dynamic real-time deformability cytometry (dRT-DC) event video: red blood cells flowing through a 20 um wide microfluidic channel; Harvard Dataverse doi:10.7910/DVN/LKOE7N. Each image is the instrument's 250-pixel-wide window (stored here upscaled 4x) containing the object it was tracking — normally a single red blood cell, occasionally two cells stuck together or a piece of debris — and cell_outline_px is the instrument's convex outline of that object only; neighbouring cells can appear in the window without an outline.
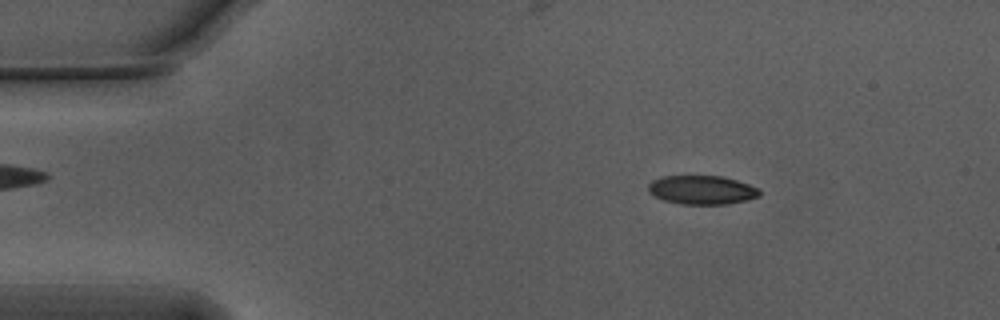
{"species": "Egyptian fruit bat (a non-hibernating species)", "species_latin": "Rousettus aegyptiacus", "temperature_condition": "warm", "stored_images_in_passage": 56, "camera_frame_rate_fps": 3000, "um_per_image_px": 0.085, "animal": {"sex": "male"}, "frame": {"image": 1, "passage_image": 9, "time_ms": 2.667, "image_size_px": [1000, 320], "cell_outline_px": [[760, 196], [748, 200], [728, 204], [680, 204], [664, 200], [648, 192], [648, 184], [652, 180], [664, 176], [724, 176], [760, 188]], "centroid_in_image_um": [59.68, 16.14], "position_along_channel_um": 25.3, "area_um2": 18.79}}
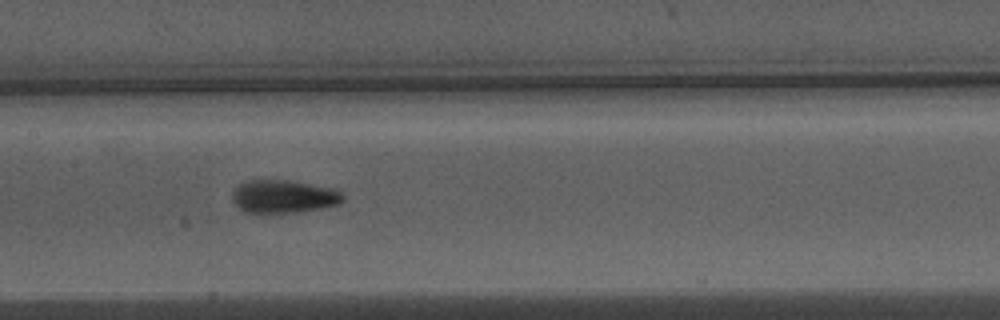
{"frame": {"image": 2, "passage_image": 27, "time_ms": 8.667, "image_size_px": [1000, 320], "cell_outline_px": [[344, 200], [340, 204], [320, 208], [296, 212], [268, 216], [244, 212], [232, 200], [232, 192], [244, 180], [284, 180], [336, 188], [344, 196]], "centroid_in_image_um": [24.08, 16.74], "position_along_channel_um": 183.3, "area_um2": 21.91}}
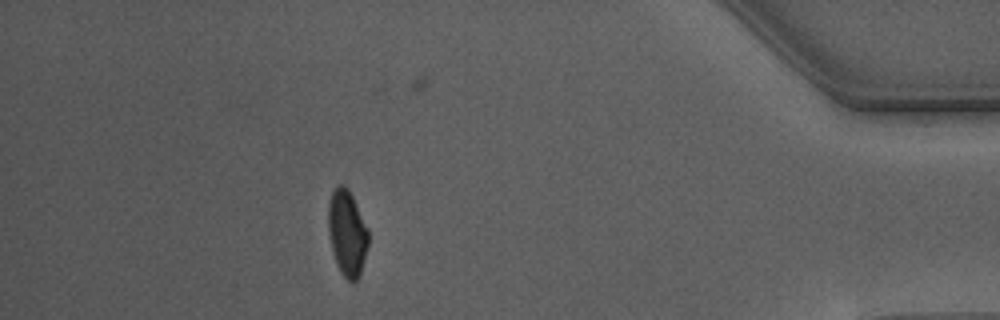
{"frame": {"image": 3, "passage_image": 49, "time_ms": 16.0, "image_size_px": [1000, 320], "cell_outline_px": [[368, 244], [360, 276], [356, 280], [348, 280], [340, 272], [336, 264], [332, 252], [328, 232], [328, 204], [332, 192], [336, 184], [344, 184], [348, 188], [368, 228]], "centroid_in_image_um": [29.49, 19.79], "position_along_channel_um": 405.7, "area_um2": 20.17}, "authors_computed_cell_mechanics": {"area_um2": 20.4612, "velocity_mm_per_s": 3.7574, "shape_relaxation_time_tau1_ms": 3.5227, "shape_relaxation_time_tau2_ms": 1.3449, "deformation_change_tau1": 0.1513, "deformation_change_tau2": 0.064}}